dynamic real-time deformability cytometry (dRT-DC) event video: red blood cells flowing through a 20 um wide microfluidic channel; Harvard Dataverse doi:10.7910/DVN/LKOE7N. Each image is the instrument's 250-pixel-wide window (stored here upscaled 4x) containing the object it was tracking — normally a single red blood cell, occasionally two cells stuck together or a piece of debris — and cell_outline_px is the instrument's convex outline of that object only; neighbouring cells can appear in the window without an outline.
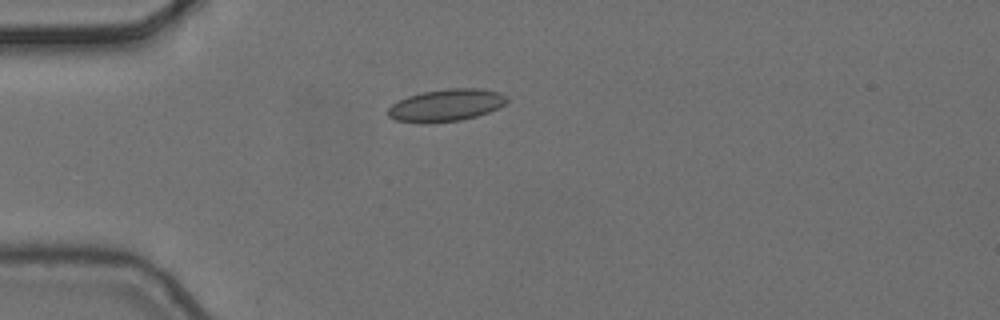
{"species": "common noctule bat (a hibernating species)", "species_latin": "Nyctalus noctula", "temperature_condition": "cold", "stored_images_in_passage": 5, "camera_frame_rate_fps": 3000, "um_per_image_px": 0.085, "animal": {"sex": "female", "body_mass_g": 24.6, "forearm_length_mm": 56.2}, "frame": {"image": 1, "passage_image": 5, "time_ms": 1.333, "image_size_px": [1000, 320], "cell_outline_px": [[508, 100], [504, 104], [488, 112], [476, 116], [460, 120], [424, 124], [420, 124], [396, 120], [388, 116], [388, 108], [392, 104], [408, 96], [420, 92], [448, 88], [480, 88], [500, 92], [508, 96]], "centroid_in_image_um": [37.91, 8.94], "position_along_channel_um": 47.1, "area_um2": 22.48}}